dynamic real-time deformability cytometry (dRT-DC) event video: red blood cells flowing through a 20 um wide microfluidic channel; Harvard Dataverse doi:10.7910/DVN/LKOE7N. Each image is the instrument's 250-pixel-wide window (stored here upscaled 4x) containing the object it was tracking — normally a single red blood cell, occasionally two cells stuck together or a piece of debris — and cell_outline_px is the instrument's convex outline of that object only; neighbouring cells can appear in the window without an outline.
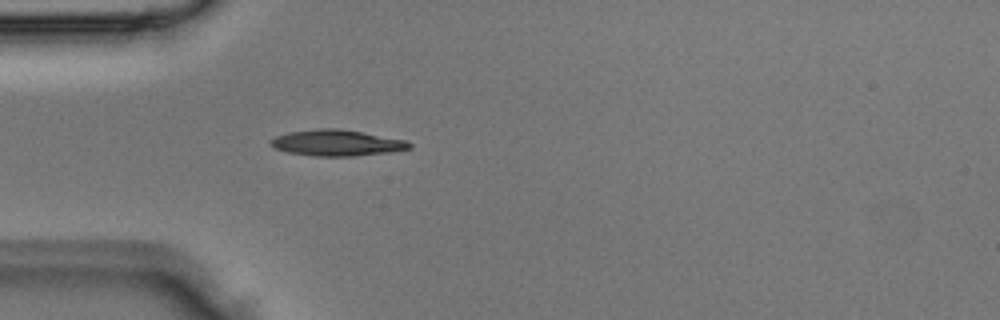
{"species": "Egyptian fruit bat (a non-hibernating species)", "species_latin": "Rousettus aegyptiacus", "temperature_condition": "room temperature", "stored_images_in_passage": 3, "camera_frame_rate_fps": 3000, "um_per_image_px": 0.085, "animal": {"sex": "male"}, "frame": {"image": 1, "passage_image": 3, "time_ms": 0.667, "image_size_px": [1000, 320], "cell_outline_px": [[412, 148], [392, 152], [352, 156], [316, 156], [288, 152], [276, 148], [272, 144], [272, 140], [276, 136], [288, 132], [316, 128], [340, 128], [408, 140], [412, 144]], "centroid_in_image_um": [28.7, 12.13], "position_along_channel_um": 56.3, "area_um2": 21.1}}